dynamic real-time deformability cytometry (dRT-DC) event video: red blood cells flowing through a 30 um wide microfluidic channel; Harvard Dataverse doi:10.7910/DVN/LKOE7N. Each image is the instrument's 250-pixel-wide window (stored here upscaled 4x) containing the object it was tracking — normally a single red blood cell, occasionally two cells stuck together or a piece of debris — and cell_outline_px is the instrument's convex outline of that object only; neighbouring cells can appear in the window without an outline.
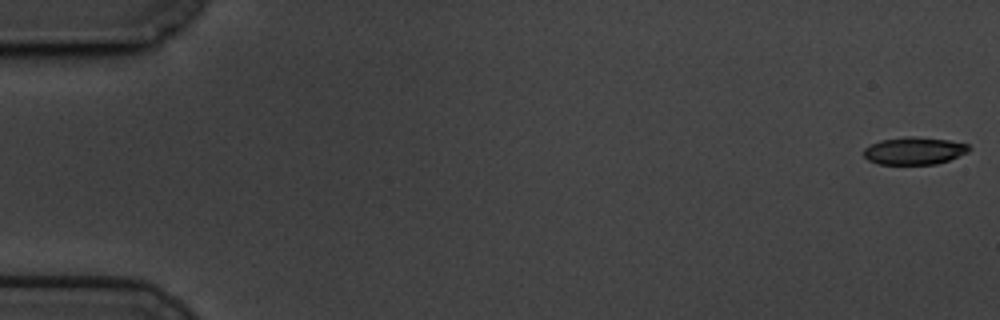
{"species": "common noctule bat (a hibernating species)", "species_latin": "Nyctalus noctula", "temperature_condition": "cold", "stored_images_in_passage": 59, "camera_frame_rate_fps": 3000, "um_per_image_px": 0.085, "animal": {"sex": "male", "body_mass_g": 19.5, "forearm_length_mm": 54.6}, "frame": {"image": 1, "passage_image": 1, "time_ms": 0.0, "image_size_px": [1000, 320], "cell_outline_px": [[972, 148], [968, 152], [948, 160], [936, 164], [880, 164], [868, 160], [864, 156], [864, 148], [880, 140], [908, 136], [912, 136], [948, 140], [968, 144]], "centroid_in_image_um": [77.72, 12.81], "position_along_channel_um": 7.3, "area_um2": 16.76}}
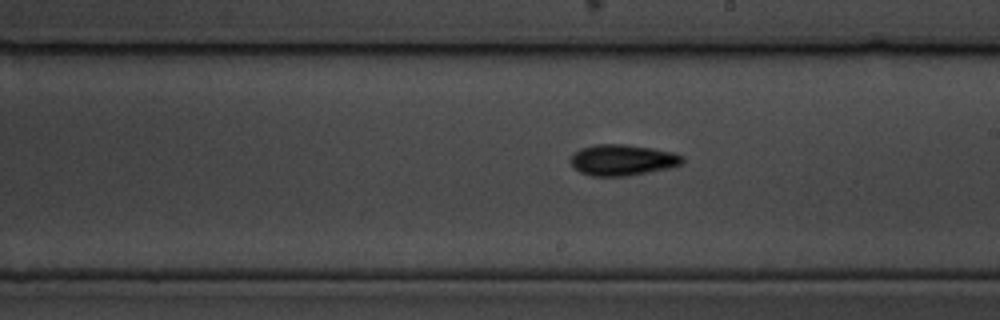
{"frame": {"image": 2, "passage_image": 34, "time_ms": 11.0, "image_size_px": [1000, 320], "cell_outline_px": [[684, 160], [680, 164], [668, 168], [648, 172], [624, 176], [592, 176], [580, 172], [572, 164], [572, 156], [580, 148], [596, 144], [624, 144], [652, 148], [672, 152], [684, 156]], "centroid_in_image_um": [52.92, 13.59], "position_along_channel_um": 236.1, "area_um2": 19.94}}
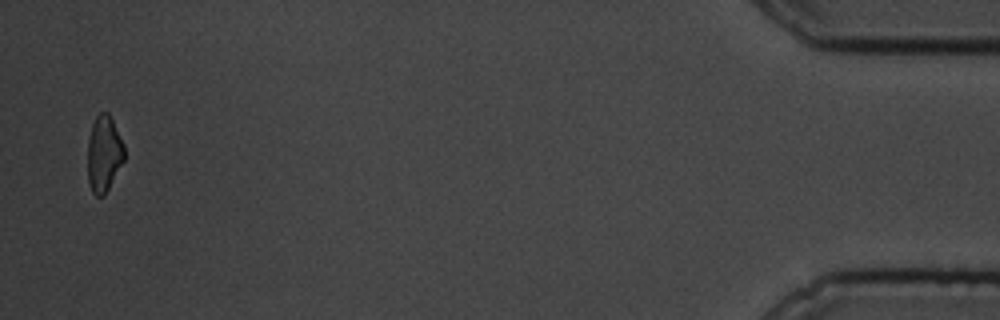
{"frame": {"image": 3, "passage_image": 58, "time_ms": 19.0, "image_size_px": [1000, 320], "cell_outline_px": [[124, 160], [104, 196], [96, 196], [92, 192], [88, 184], [88, 140], [92, 124], [96, 116], [100, 112], [108, 112], [124, 144]], "centroid_in_image_um": [8.82, 13.08], "position_along_channel_um": 426.4, "area_um2": 16.24}, "authors_computed_cell_mechanics": {"area_um2": 18.4382, "velocity_mm_per_s": 3.4264, "shape_relaxation_time_tau1_ms": 2.6471, "shape_relaxation_time_tau2_ms": null, "deformation_change_tau1": 0.1198, "deformation_change_tau2": null}}